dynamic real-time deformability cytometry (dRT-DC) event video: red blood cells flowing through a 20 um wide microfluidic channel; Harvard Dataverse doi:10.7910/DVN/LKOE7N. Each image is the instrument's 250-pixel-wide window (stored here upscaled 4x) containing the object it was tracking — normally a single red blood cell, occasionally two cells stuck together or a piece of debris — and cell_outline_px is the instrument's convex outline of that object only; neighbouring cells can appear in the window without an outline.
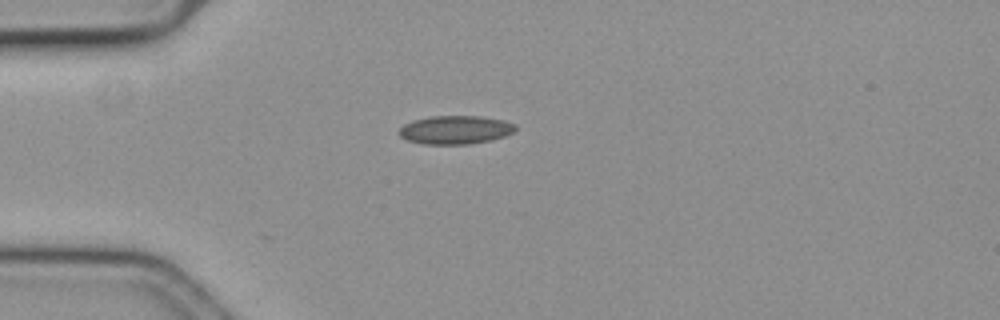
{"species": "common noctule bat (a hibernating species)", "species_latin": "Nyctalus noctula", "temperature_condition": "cold", "stored_images_in_passage": 44, "camera_frame_rate_fps": 3000, "um_per_image_px": 0.085, "animal": {"sex": "female", "body_mass_g": 19.3, "forearm_length_mm": 54.1}, "frame": {"image": 1, "passage_image": 1, "time_ms": 0.0, "image_size_px": [1000, 320], "cell_outline_px": [[516, 128], [512, 132], [504, 136], [492, 140], [468, 144], [424, 144], [408, 140], [400, 136], [400, 128], [404, 124], [412, 120], [432, 116], [480, 116], [504, 120], [516, 124]], "centroid_in_image_um": [38.72, 11.03], "position_along_channel_um": 46.3, "area_um2": 19.25}}
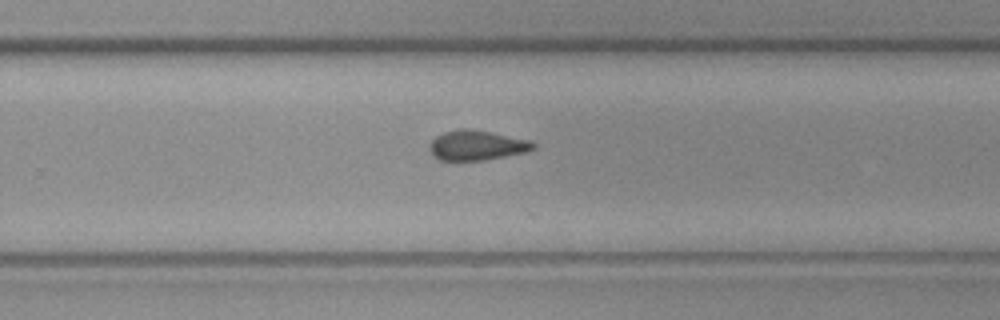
{"frame": {"image": 2, "passage_image": 23, "time_ms": 7.333, "image_size_px": [1000, 320], "cell_outline_px": [[536, 148], [524, 152], [484, 160], [440, 160], [428, 148], [432, 140], [436, 136], [444, 132], [460, 128], [492, 132], [532, 140], [536, 144]], "centroid_in_image_um": [40.56, 12.34], "position_along_channel_um": 289.2, "area_um2": 17.92}}
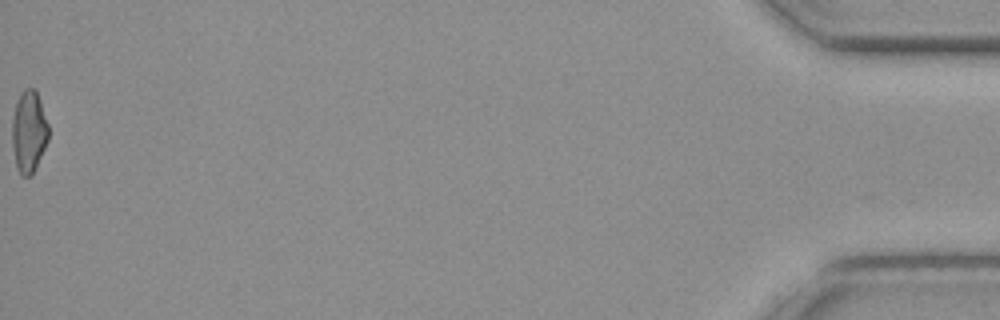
{"frame": {"image": 3, "passage_image": 44, "time_ms": 14.333, "image_size_px": [1000, 320], "cell_outline_px": [[48, 140], [32, 176], [20, 176], [16, 168], [12, 148], [12, 116], [16, 100], [20, 92], [24, 88], [36, 88], [48, 124]], "centroid_in_image_um": [2.43, 11.18], "position_along_channel_um": 432.8, "area_um2": 17.74}, "authors_computed_cell_mechanics": {"area_um2": 18.207, "velocity_mm_per_s": 3.5718, "shape_relaxation_time_tau1_ms": null, "shape_relaxation_time_tau2_ms": 2.3185, "deformation_change_tau1": null, "deformation_change_tau2": 0.0955}}